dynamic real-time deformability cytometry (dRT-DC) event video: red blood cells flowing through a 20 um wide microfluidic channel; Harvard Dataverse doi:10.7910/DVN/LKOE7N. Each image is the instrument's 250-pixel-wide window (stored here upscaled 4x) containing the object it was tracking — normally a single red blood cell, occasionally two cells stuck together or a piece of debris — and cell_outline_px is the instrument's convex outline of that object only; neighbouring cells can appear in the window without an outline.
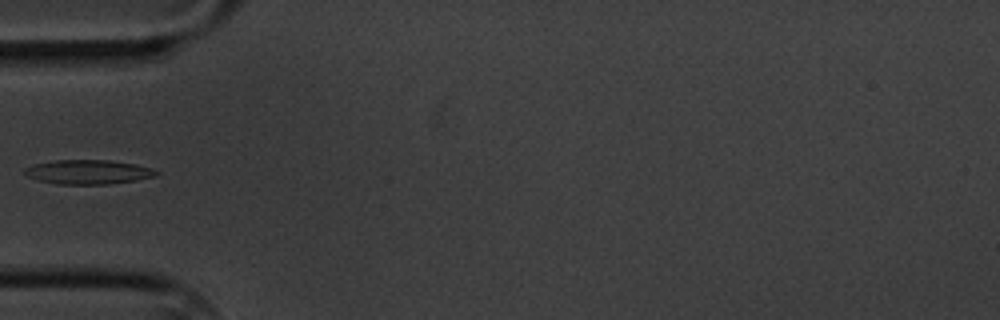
{"species": "common noctule bat (a hibernating species)", "species_latin": "Nyctalus noctula", "temperature_condition": "cold", "stored_images_in_passage": 7, "camera_frame_rate_fps": 3000, "um_per_image_px": 0.085, "animal": {"sex": "male", "body_mass_g": 20.1, "forearm_length_mm": 53.5}, "frame": {"image": 1, "passage_image": 2, "time_ms": 1.0, "image_size_px": [1000, 320], "cell_outline_px": [[160, 172], [156, 176], [136, 180], [108, 184], [56, 184], [40, 180], [28, 176], [24, 172], [24, 168], [36, 164], [56, 160], [108, 160], [136, 164], [152, 168]], "centroid_in_image_um": [7.54, 14.62], "position_along_channel_um": 77.5, "area_um2": 18.5}}
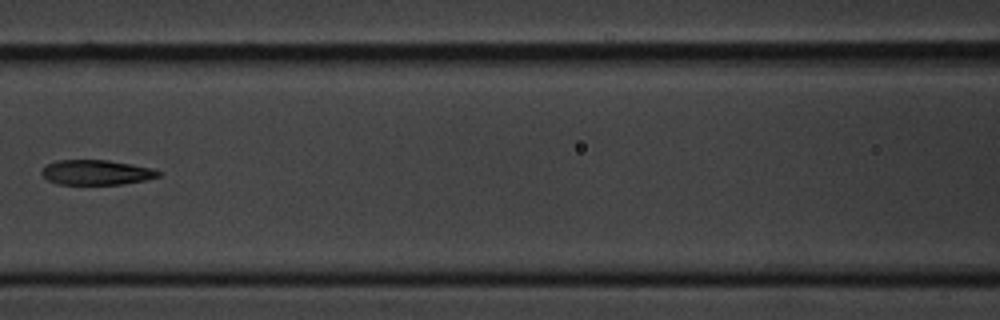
{"frame": {"image": 2, "passage_image": 4, "time_ms": 3.333, "image_size_px": [1000, 320], "cell_outline_px": [[160, 176], [144, 180], [120, 184], [56, 184], [48, 180], [40, 172], [48, 164], [56, 160], [108, 160], [152, 168], [160, 172]], "centroid_in_image_um": [8.17, 14.65], "position_along_channel_um": 158.4, "area_um2": 16.76}}
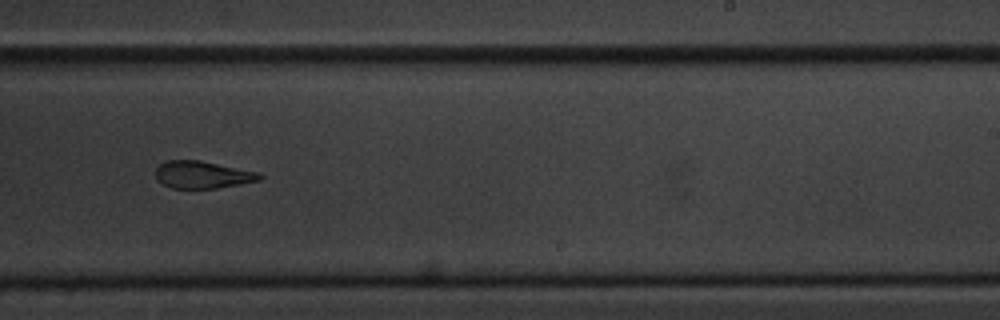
{"frame": {"image": 3, "passage_image": 7, "time_ms": 6.667, "image_size_px": [1000, 320], "cell_outline_px": [[264, 176], [260, 180], [240, 184], [216, 188], [172, 188], [164, 184], [156, 176], [156, 168], [164, 160], [200, 160], [260, 172]], "centroid_in_image_um": [17.25, 14.84], "position_along_channel_um": 271.8, "area_um2": 16.53}}